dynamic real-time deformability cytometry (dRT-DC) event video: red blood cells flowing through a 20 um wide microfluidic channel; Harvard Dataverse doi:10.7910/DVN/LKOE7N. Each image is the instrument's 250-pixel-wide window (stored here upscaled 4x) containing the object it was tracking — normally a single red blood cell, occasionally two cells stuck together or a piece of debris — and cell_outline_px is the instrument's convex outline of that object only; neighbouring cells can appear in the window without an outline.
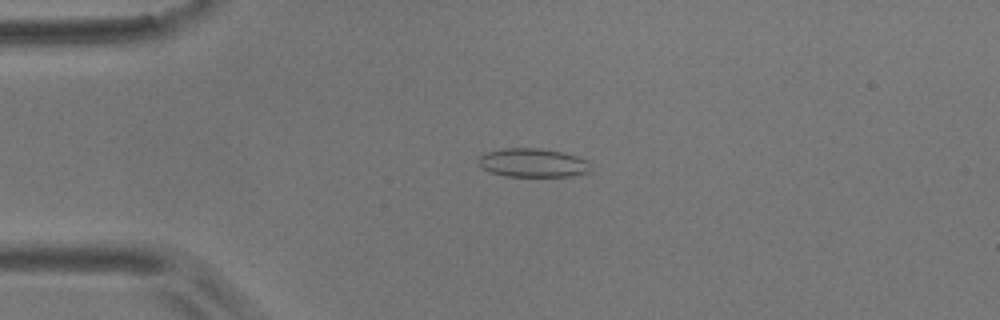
{"species": "common noctule bat (a hibernating species)", "species_latin": "Nyctalus noctula", "temperature_condition": "room temperature", "stored_images_in_passage": 28, "camera_frame_rate_fps": 3000, "um_per_image_px": 0.085, "animal": {"sex": "male", "body_mass_g": 17.9}, "frame": {"image": 1, "passage_image": 4, "time_ms": 1.0, "image_size_px": [1000, 320], "cell_outline_px": [[588, 172], [572, 176], [504, 176], [492, 172], [484, 168], [480, 164], [480, 156], [484, 152], [504, 148], [540, 148], [560, 152], [576, 156], [588, 160]], "centroid_in_image_um": [45.28, 13.83], "position_along_channel_um": 39.7, "area_um2": 18.5}}
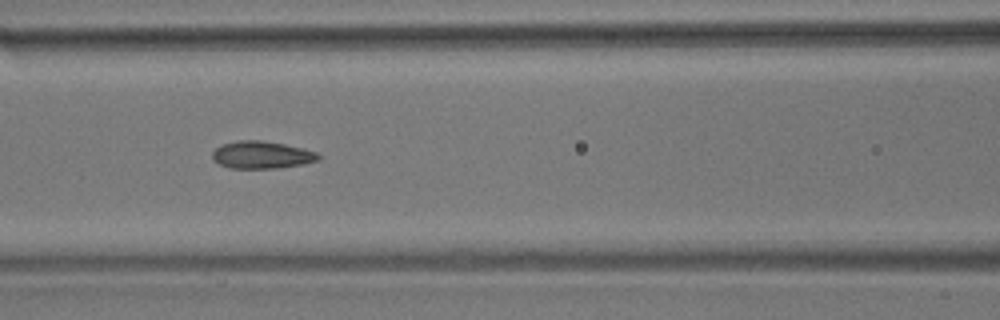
{"frame": {"image": 2, "passage_image": 15, "time_ms": 4.667, "image_size_px": [1000, 320], "cell_outline_px": [[320, 160], [304, 164], [276, 168], [228, 168], [212, 160], [212, 152], [220, 144], [236, 140], [260, 140], [284, 144], [316, 152], [320, 156]], "centroid_in_image_um": [22.2, 13.16], "position_along_channel_um": 144.4, "area_um2": 16.99}}
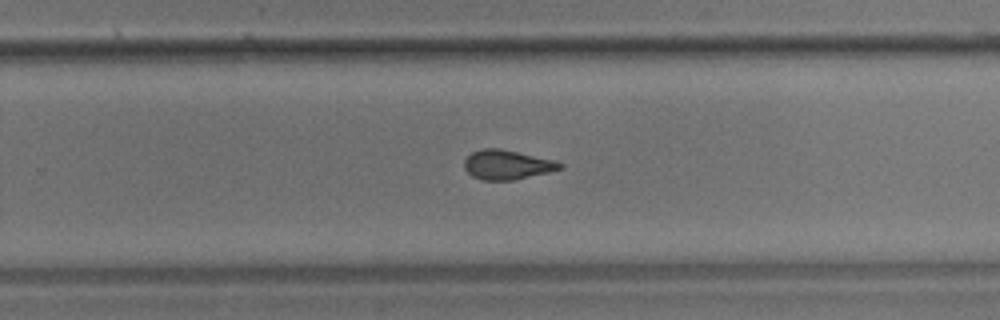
{"frame": {"image": 3, "passage_image": 27, "time_ms": 8.667, "image_size_px": [1000, 320], "cell_outline_px": [[564, 168], [548, 172], [512, 180], [484, 180], [472, 176], [464, 168], [464, 160], [472, 152], [484, 148], [500, 148], [556, 160], [564, 164]], "centroid_in_image_um": [43.12, 13.99], "position_along_channel_um": 286.7, "area_um2": 16.42}}